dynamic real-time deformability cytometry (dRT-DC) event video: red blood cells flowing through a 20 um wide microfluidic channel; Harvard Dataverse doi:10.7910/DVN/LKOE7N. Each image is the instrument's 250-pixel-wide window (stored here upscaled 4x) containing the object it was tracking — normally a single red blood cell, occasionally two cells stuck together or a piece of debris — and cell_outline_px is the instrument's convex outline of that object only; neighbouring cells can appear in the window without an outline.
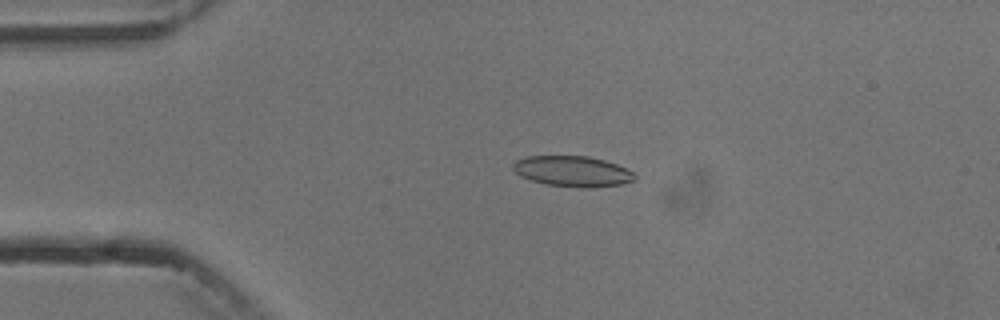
{"species": "common noctule bat (a hibernating species)", "species_latin": "Nyctalus noctula", "temperature_condition": "cold", "stored_images_in_passage": 3, "camera_frame_rate_fps": 3000, "um_per_image_px": 0.085, "animal": {"sex": "male", "body_mass_g": 13.3}, "frame": {"image": 1, "passage_image": 2, "time_ms": 1.667, "image_size_px": [1000, 320], "cell_outline_px": [[636, 180], [620, 184], [588, 188], [584, 188], [548, 184], [532, 180], [520, 176], [512, 168], [512, 164], [516, 160], [528, 156], [588, 156], [604, 160], [616, 164], [632, 172], [636, 176]], "centroid_in_image_um": [48.66, 14.55], "position_along_channel_um": 36.3, "area_um2": 21.5}}